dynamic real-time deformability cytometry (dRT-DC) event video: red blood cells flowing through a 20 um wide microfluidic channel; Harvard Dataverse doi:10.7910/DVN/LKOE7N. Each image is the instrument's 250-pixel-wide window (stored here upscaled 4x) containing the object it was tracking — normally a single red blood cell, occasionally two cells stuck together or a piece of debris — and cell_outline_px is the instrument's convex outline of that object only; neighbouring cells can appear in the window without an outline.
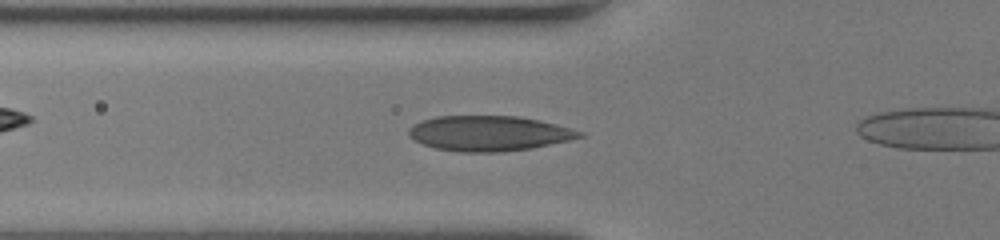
{"species": "human", "species_latin": "Homo sapiens", "temperature_condition": "room temperature", "stored_images_in_passage": 33, "camera_frame_rate_fps": 3000, "um_per_image_px": 0.085, "donor": {"sex": "female"}, "frame": {"image": 1, "passage_image": 8, "time_ms": 2.333, "image_size_px": [1000, 240], "cell_outline_px": [[588, 136], [532, 148], [504, 152], [460, 152], [436, 148], [424, 144], [408, 136], [408, 128], [412, 124], [436, 116], [516, 116], [540, 120], [556, 124], [584, 132]], "centroid_in_image_um": [41.59, 11.33], "position_along_channel_um": 84.2, "area_um2": 35.14}}
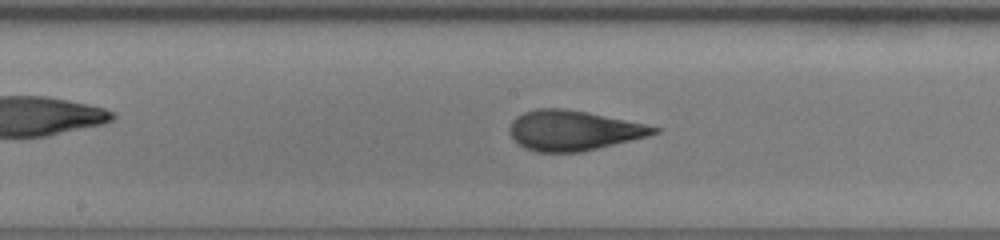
{"frame": {"image": 2, "passage_image": 16, "time_ms": 5.0, "image_size_px": [1000, 240], "cell_outline_px": [[660, 132], [648, 136], [580, 152], [536, 152], [524, 148], [508, 132], [508, 128], [512, 120], [516, 116], [524, 112], [536, 108], [564, 108], [588, 112], [644, 124], [660, 128]], "centroid_in_image_um": [48.7, 11.08], "position_along_channel_um": 199.5, "area_um2": 33.52}}
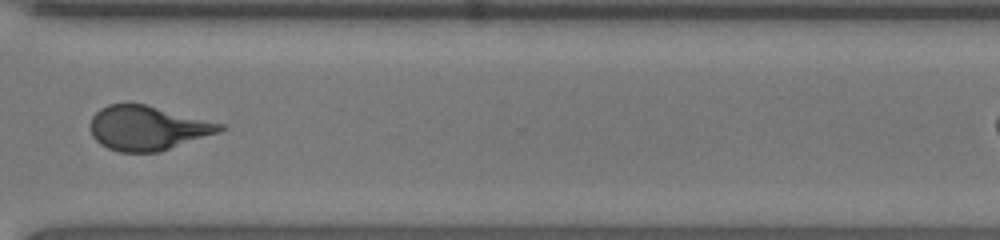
{"frame": {"image": 3, "passage_image": 27, "time_ms": 8.667, "image_size_px": [1000, 240], "cell_outline_px": [[228, 128], [220, 132], [160, 152], [120, 152], [108, 148], [100, 144], [92, 136], [88, 128], [88, 124], [92, 116], [100, 108], [108, 104], [144, 104], [224, 124]], "centroid_in_image_um": [12.52, 10.89], "position_along_channel_um": 358.1, "area_um2": 33.7}}